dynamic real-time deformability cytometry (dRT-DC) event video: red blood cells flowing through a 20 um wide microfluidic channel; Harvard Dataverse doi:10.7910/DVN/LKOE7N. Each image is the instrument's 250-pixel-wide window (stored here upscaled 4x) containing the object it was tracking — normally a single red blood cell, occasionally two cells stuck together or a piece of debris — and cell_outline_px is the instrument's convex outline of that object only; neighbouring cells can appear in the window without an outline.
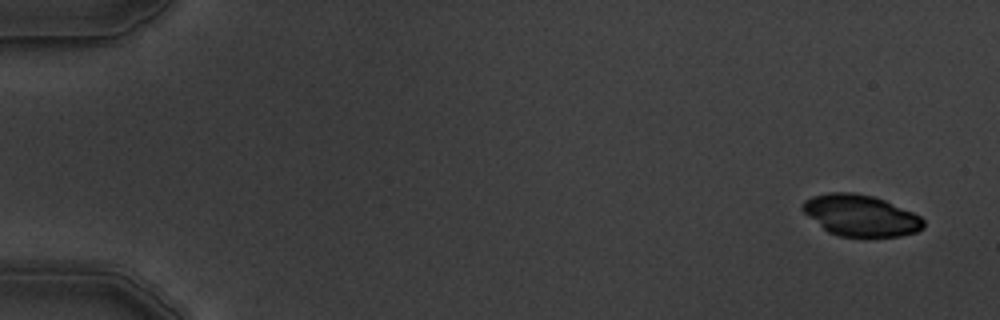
{"species": "common noctule bat (a hibernating species)", "species_latin": "Nyctalus noctula", "temperature_condition": "warm", "stored_images_in_passage": 5, "camera_frame_rate_fps": 3000, "um_per_image_px": 0.085, "animal": {"sex": "male", "body_mass_g": 19.5, "forearm_length_mm": 54.6}, "frame": {"image": 1, "passage_image": 1, "time_ms": 0.0, "image_size_px": [1000, 320], "cell_outline_px": [[924, 228], [916, 232], [900, 236], [840, 236], [828, 232], [808, 216], [800, 208], [800, 204], [804, 200], [812, 196], [828, 192], [852, 192], [872, 196], [884, 200], [912, 212], [920, 216], [924, 220]], "centroid_in_image_um": [73.12, 18.3], "position_along_channel_um": 11.9, "area_um2": 29.02}}